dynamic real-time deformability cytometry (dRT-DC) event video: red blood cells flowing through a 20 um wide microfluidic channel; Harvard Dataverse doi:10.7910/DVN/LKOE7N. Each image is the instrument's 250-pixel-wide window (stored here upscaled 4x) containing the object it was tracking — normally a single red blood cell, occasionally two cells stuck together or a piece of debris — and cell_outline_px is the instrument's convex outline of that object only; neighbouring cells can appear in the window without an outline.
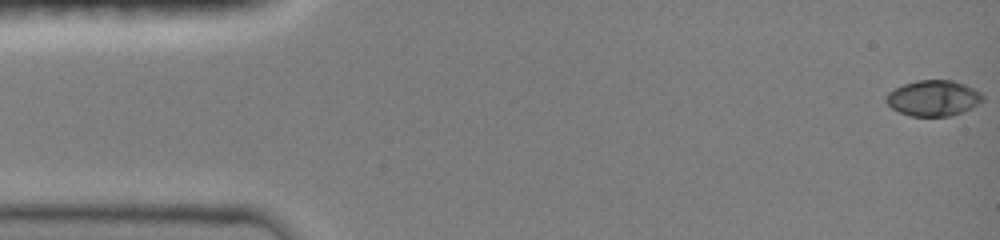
{"species": "common noctule bat (a hibernating species)", "species_latin": "Nyctalus noctula", "temperature_condition": "room temperature", "stored_images_in_passage": 31, "camera_frame_rate_fps": 3000, "um_per_image_px": 0.085, "animal": {"sex": "female", "body_mass_g": 19.0, "forearm_length_mm": 51.5}, "frame": {"image": 1, "passage_image": 1, "time_ms": 0.0, "image_size_px": [1000, 240], "cell_outline_px": [[984, 100], [972, 108], [964, 112], [952, 116], [912, 116], [900, 112], [892, 108], [884, 100], [888, 92], [904, 84], [916, 80], [952, 80], [964, 84], [980, 92], [984, 96]], "centroid_in_image_um": [79.35, 8.34], "position_along_channel_um": 5.6, "area_um2": 20.17}}
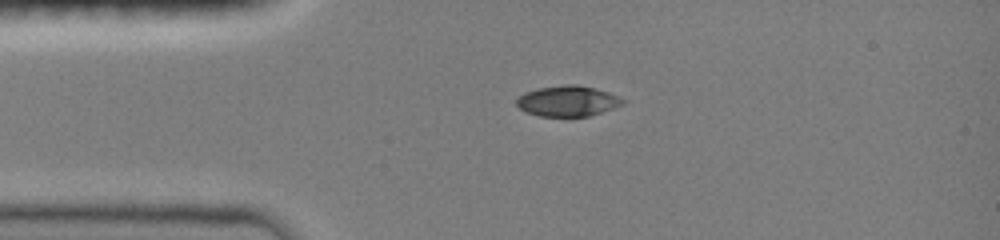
{"frame": {"image": 2, "passage_image": 18, "time_ms": 3.333, "image_size_px": [1000, 240], "cell_outline_px": [[624, 104], [588, 116], [540, 116], [528, 112], [520, 108], [516, 104], [516, 100], [524, 92], [536, 88], [564, 84], [576, 84], [596, 88], [608, 92], [624, 100]], "centroid_in_image_um": [48.23, 8.57], "position_along_channel_um": 36.8, "area_um2": 18.79}}
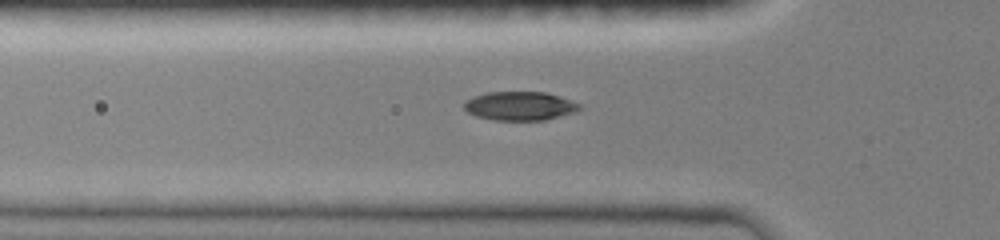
{"frame": {"image": 3, "passage_image": 27, "time_ms": 5.0, "image_size_px": [1000, 240], "cell_outline_px": [[580, 108], [576, 112], [544, 120], [492, 120], [476, 116], [468, 112], [464, 108], [464, 100], [472, 96], [488, 92], [544, 92], [560, 96], [580, 104]], "centroid_in_image_um": [44.16, 9.0], "position_along_channel_um": 81.6, "area_um2": 19.42}}